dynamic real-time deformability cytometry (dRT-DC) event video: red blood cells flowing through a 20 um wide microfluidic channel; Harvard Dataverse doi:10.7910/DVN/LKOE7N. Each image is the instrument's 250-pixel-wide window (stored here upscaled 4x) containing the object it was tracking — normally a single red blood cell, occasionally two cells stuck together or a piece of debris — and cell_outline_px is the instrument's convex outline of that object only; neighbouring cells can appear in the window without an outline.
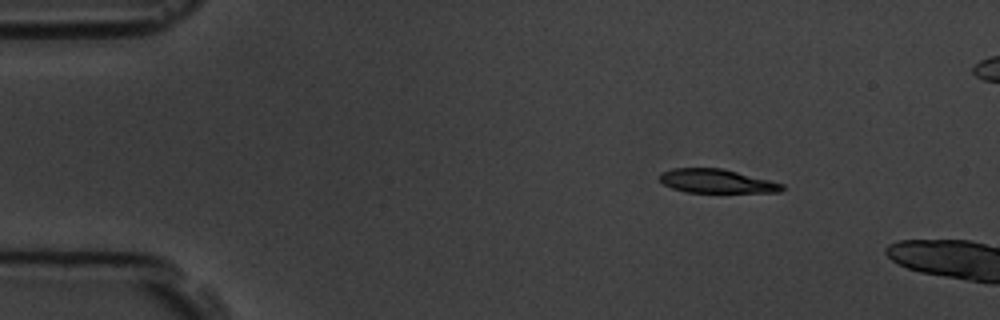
{"species": "common noctule bat (a hibernating species)", "species_latin": "Nyctalus noctula", "temperature_condition": "room temperature", "stored_images_in_passage": 2, "camera_frame_rate_fps": 3000, "um_per_image_px": 0.085, "animal": {"sex": "male", "body_mass_g": 19.5, "forearm_length_mm": 54.6}, "frame": {"image": 1, "passage_image": 1, "time_ms": 0.0, "image_size_px": [1000, 320], "cell_outline_px": [[784, 188], [780, 192], [688, 192], [672, 188], [664, 184], [660, 180], [660, 172], [672, 168], [720, 168], [784, 184]], "centroid_in_image_um": [60.87, 15.39], "position_along_channel_um": 24.1, "area_um2": 16.7}}